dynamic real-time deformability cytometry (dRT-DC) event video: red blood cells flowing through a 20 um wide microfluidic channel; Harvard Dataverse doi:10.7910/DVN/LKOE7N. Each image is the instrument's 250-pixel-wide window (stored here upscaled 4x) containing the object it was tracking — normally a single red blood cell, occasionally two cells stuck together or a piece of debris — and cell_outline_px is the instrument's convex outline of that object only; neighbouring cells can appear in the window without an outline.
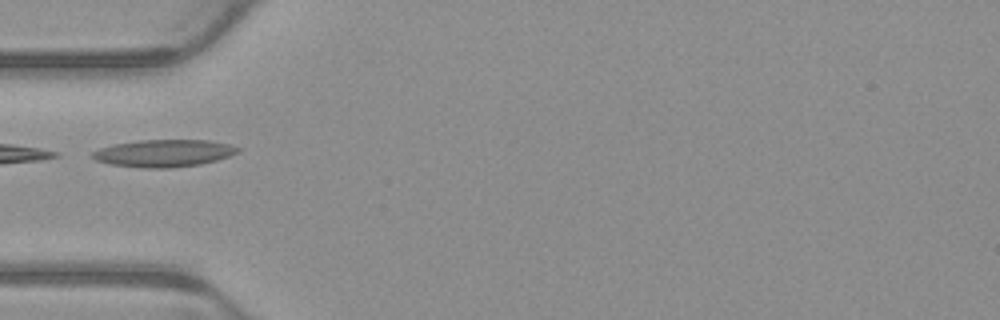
{"species": "common noctule bat (a hibernating species)", "species_latin": "Nyctalus noctula", "temperature_condition": "warm", "stored_images_in_passage": 3, "camera_frame_rate_fps": 3000, "um_per_image_px": 0.085, "animal": {"sex": "male", "body_mass_g": 23.1, "forearm_length_mm": 52.7}, "frame": {"image": 1, "passage_image": 2, "time_ms": 0.333, "image_size_px": [1000, 320], "cell_outline_px": [[240, 152], [216, 160], [200, 164], [168, 168], [140, 168], [112, 164], [96, 160], [92, 156], [92, 152], [100, 148], [112, 144], [140, 140], [208, 140], [232, 144], [240, 148]], "centroid_in_image_um": [13.95, 13.01], "position_along_channel_um": 71.1, "area_um2": 23.12}}
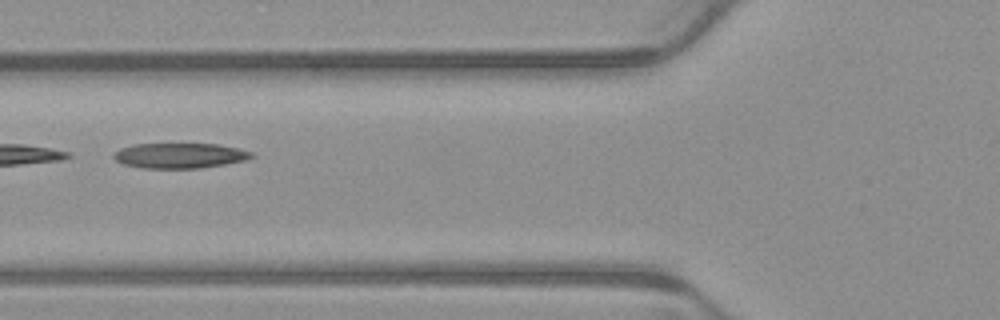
{"frame": {"image": 2, "passage_image": 3, "time_ms": 0.667, "image_size_px": [1000, 320], "cell_outline_px": [[256, 156], [248, 160], [200, 168], [140, 168], [124, 164], [116, 160], [112, 156], [120, 148], [132, 144], [216, 144], [236, 148], [252, 152]], "centroid_in_image_um": [15.29, 13.23], "position_along_channel_um": 110.5, "area_um2": 20.23}}